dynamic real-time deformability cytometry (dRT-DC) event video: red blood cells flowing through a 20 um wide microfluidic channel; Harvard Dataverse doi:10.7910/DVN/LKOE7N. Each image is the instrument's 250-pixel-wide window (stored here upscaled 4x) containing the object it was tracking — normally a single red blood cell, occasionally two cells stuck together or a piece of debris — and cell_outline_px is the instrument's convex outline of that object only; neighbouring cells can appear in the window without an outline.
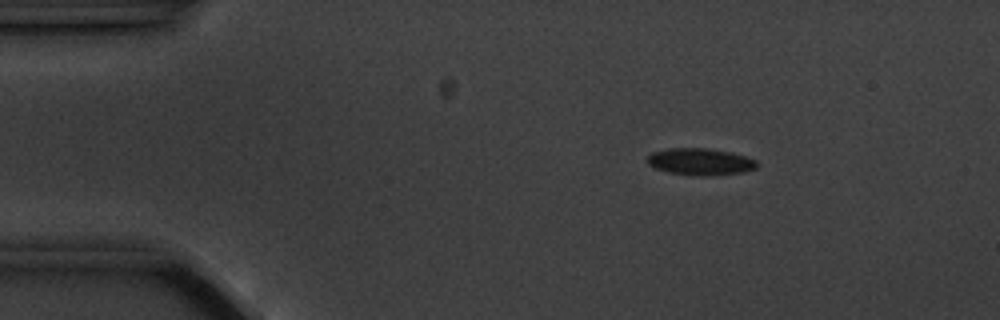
{"species": "common noctule bat (a hibernating species)", "species_latin": "Nyctalus noctula", "temperature_condition": "cold", "stored_images_in_passage": 5, "camera_frame_rate_fps": 3000, "um_per_image_px": 0.085, "animal": {"sex": "male", "body_mass_g": 20.1, "forearm_length_mm": 53.5}, "frame": {"image": 1, "passage_image": 3, "time_ms": 2.333, "image_size_px": [1000, 320], "cell_outline_px": [[756, 168], [744, 172], [712, 176], [700, 176], [668, 172], [656, 168], [648, 164], [648, 156], [652, 152], [668, 148], [704, 148], [728, 152], [744, 156], [756, 160]], "centroid_in_image_um": [59.51, 13.75], "position_along_channel_um": 25.5, "area_um2": 16.99}}